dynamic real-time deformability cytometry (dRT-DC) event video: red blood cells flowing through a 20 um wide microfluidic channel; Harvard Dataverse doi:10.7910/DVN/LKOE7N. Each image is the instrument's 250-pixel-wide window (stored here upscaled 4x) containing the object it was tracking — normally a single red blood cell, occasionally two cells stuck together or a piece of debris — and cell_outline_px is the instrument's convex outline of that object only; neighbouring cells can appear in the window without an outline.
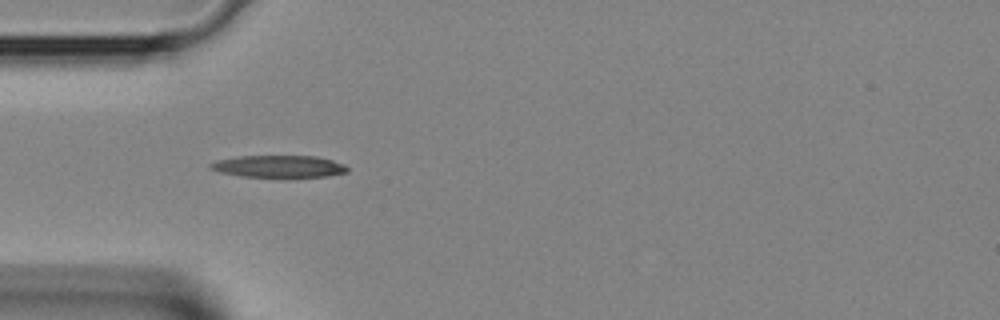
{"species": "Egyptian fruit bat (a non-hibernating species)", "species_latin": "Rousettus aegyptiacus", "temperature_condition": "room temperature", "stored_images_in_passage": 1, "camera_frame_rate_fps": 3000, "um_per_image_px": 0.085, "animal": {"sex": "female"}, "frame": {"image": 1, "passage_image": 1, "time_ms": 0.0, "image_size_px": [1000, 320], "cell_outline_px": [[348, 172], [328, 176], [240, 176], [220, 172], [208, 168], [208, 164], [216, 160], [240, 156], [316, 156], [332, 160], [344, 164], [348, 168]], "centroid_in_image_um": [23.68, 14.13], "position_along_channel_um": 61.3, "area_um2": 17.4}}